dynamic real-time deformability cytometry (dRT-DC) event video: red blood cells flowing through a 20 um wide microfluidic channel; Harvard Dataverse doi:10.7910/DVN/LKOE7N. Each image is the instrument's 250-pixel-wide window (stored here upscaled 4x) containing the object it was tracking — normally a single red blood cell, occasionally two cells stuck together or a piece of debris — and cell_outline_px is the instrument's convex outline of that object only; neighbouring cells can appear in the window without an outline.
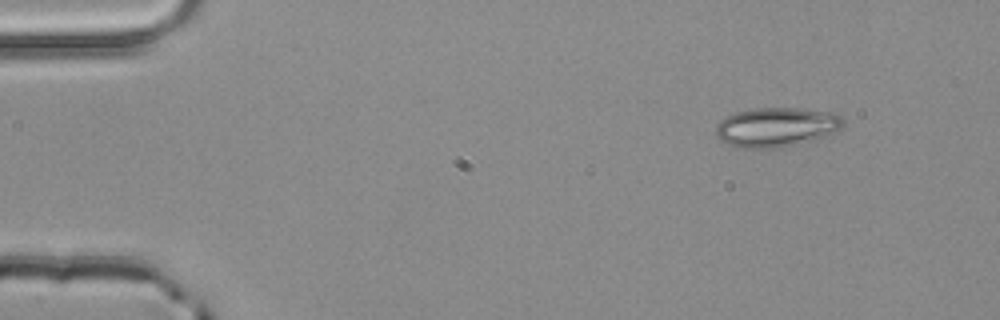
{"species": "common noctule bat (a hibernating species)", "species_latin": "Nyctalus noctula", "temperature_condition": "room temperature", "stored_images_in_passage": 3, "camera_frame_rate_fps": 3000, "um_per_image_px": 0.085, "animal": {"sex": "male", "body_mass_g": 20.4}, "frame": {"image": 1, "passage_image": 1, "time_ms": 0.0, "image_size_px": [1000, 320], "cell_outline_px": [[844, 124], [840, 128], [824, 136], [812, 140], [780, 148], [740, 148], [720, 140], [716, 136], [716, 124], [724, 116], [736, 112], [752, 108], [796, 108], [832, 112], [840, 116], [844, 120]], "centroid_in_image_um": [65.94, 10.8], "position_along_channel_um": 19.1, "area_um2": 29.25}}